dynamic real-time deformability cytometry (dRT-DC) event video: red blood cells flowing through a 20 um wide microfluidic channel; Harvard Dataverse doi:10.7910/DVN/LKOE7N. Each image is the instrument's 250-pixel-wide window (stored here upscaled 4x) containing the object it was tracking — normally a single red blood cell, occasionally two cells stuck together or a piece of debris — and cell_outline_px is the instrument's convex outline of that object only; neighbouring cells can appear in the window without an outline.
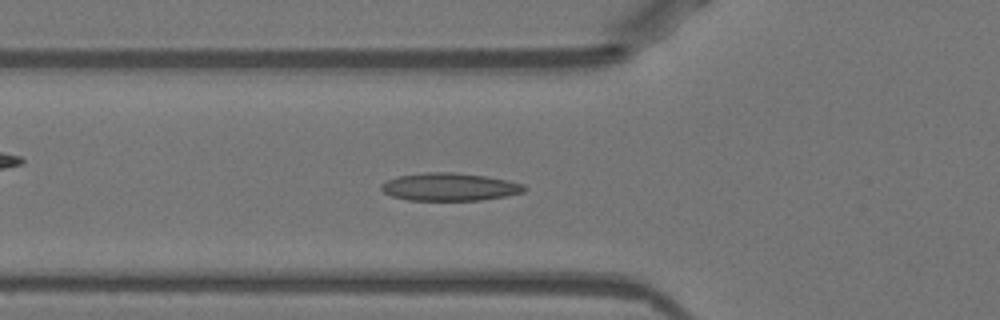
{"species": "Egyptian fruit bat (a non-hibernating species)", "species_latin": "Rousettus aegyptiacus", "temperature_condition": "warm", "stored_images_in_passage": 52, "segment_of_instrument_passage": [1, 2], "camera_frame_rate_fps": 3000, "um_per_image_px": 0.085, "animal": {"sex": "female"}, "frame": {"image": 1, "passage_image": 18, "time_ms": 5.667, "image_size_px": [1000, 320], "cell_outline_px": [[528, 188], [524, 192], [504, 196], [480, 200], [408, 200], [392, 196], [384, 192], [380, 188], [380, 184], [388, 180], [400, 176], [424, 172], [452, 172], [484, 176], [508, 180], [524, 184]], "centroid_in_image_um": [38.23, 15.88], "position_along_channel_um": 87.6, "area_um2": 23.06}}
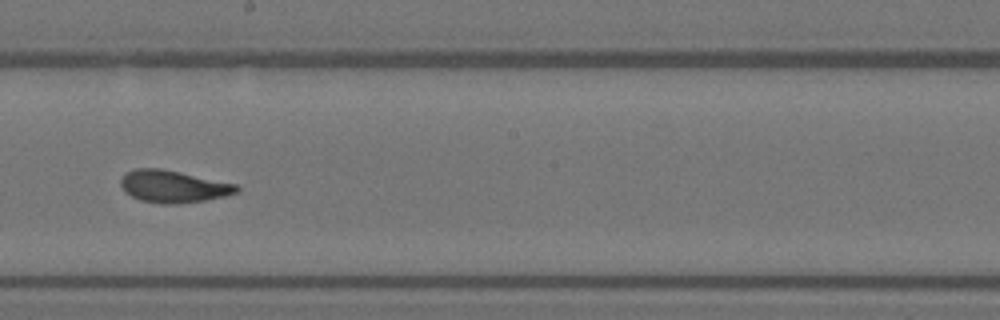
{"frame": {"image": 2, "passage_image": 29, "time_ms": 9.333, "image_size_px": [1000, 320], "cell_outline_px": [[240, 188], [236, 192], [224, 196], [204, 200], [176, 204], [160, 204], [140, 200], [124, 192], [120, 184], [120, 180], [128, 172], [136, 168], [160, 168], [180, 172], [236, 184]], "centroid_in_image_um": [14.69, 15.85], "position_along_channel_um": 233.5, "area_um2": 21.56}}
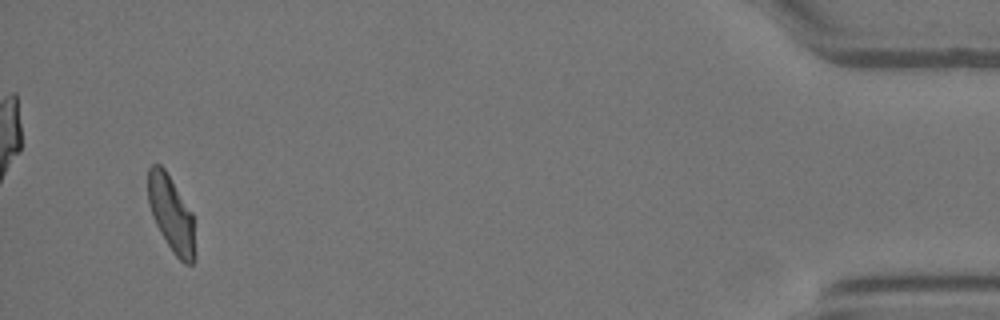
{"frame": {"image": 3, "passage_image": 49, "time_ms": 16.0, "image_size_px": [1000, 320], "cell_outline_px": [[196, 260], [192, 264], [184, 264], [172, 252], [160, 232], [152, 216], [148, 204], [148, 168], [152, 164], [160, 164], [164, 168], [192, 212], [196, 256]], "centroid_in_image_um": [14.56, 18.22], "position_along_channel_um": 420.6, "area_um2": 20.92}}